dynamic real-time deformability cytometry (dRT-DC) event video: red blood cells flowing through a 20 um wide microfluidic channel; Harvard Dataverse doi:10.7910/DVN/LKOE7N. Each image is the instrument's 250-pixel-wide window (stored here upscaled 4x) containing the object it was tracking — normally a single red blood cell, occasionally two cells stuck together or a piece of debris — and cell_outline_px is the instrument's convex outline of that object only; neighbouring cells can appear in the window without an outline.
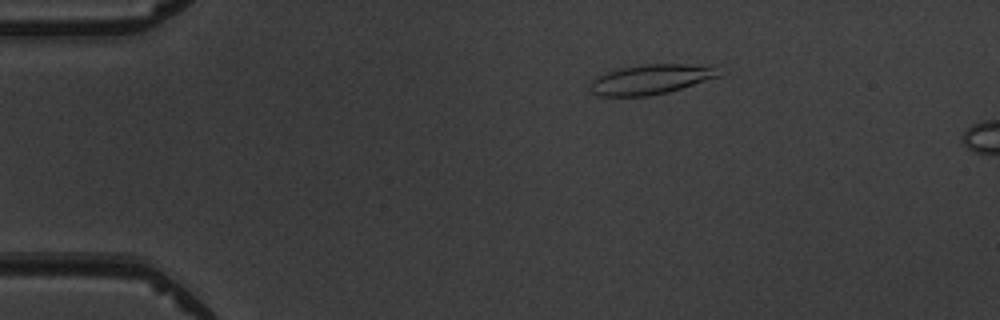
{"species": "common noctule bat (a hibernating species)", "species_latin": "Nyctalus noctula", "temperature_condition": "warm", "stored_images_in_passage": 4, "camera_frame_rate_fps": 3000, "um_per_image_px": 0.085, "animal": {"sex": "male", "body_mass_g": 19.5, "forearm_length_mm": 54.6}, "frame": {"image": 1, "passage_image": 3, "time_ms": 2.333, "image_size_px": [1000, 320], "cell_outline_px": [[724, 76], [668, 92], [648, 96], [596, 96], [588, 88], [592, 80], [596, 76], [604, 72], [620, 68], [644, 64], [716, 64]], "centroid_in_image_um": [55.4, 6.73], "position_along_channel_um": 29.6, "area_um2": 23.12}}